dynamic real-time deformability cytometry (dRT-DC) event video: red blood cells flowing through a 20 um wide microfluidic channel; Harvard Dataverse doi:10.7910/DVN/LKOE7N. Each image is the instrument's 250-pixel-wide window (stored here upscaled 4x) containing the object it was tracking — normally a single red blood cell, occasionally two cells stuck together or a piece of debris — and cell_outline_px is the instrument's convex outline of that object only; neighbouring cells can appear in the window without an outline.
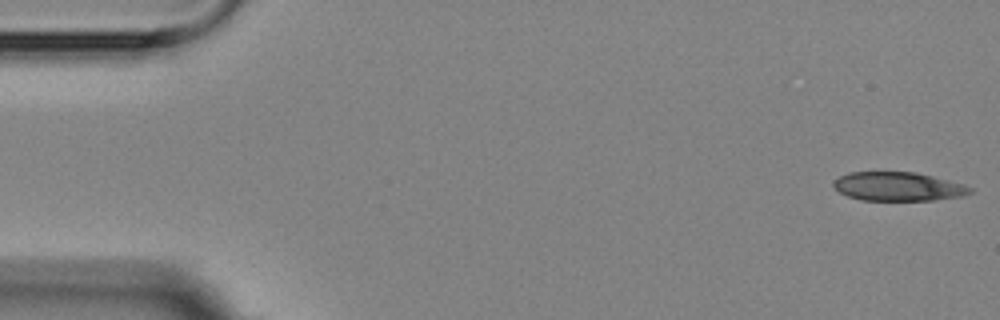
{"species": "Egyptian fruit bat (a non-hibernating species)", "species_latin": "Rousettus aegyptiacus", "temperature_condition": "room temperature", "stored_images_in_passage": 5, "camera_frame_rate_fps": 3000, "um_per_image_px": 0.085, "animal": {"sex": "female"}, "frame": {"image": 1, "passage_image": 1, "time_ms": 0.0, "image_size_px": [1000, 320], "cell_outline_px": [[972, 192], [964, 196], [932, 200], [860, 200], [848, 196], [840, 192], [832, 184], [832, 180], [848, 172], [916, 172], [964, 184], [972, 188]], "centroid_in_image_um": [76.33, 15.85], "position_along_channel_um": 8.7, "area_um2": 22.95}}
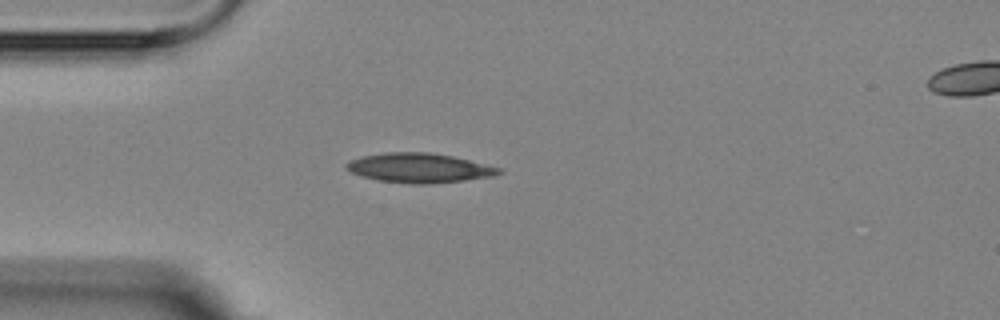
{"frame": {"image": 2, "passage_image": 5, "time_ms": 4.333, "image_size_px": [1000, 320], "cell_outline_px": [[504, 172], [496, 176], [432, 184], [412, 184], [380, 180], [364, 176], [352, 172], [344, 168], [344, 164], [348, 160], [364, 156], [384, 152], [428, 152], [452, 156], [504, 168]], "centroid_in_image_um": [35.69, 14.27], "position_along_channel_um": 49.3, "area_um2": 26.36}}